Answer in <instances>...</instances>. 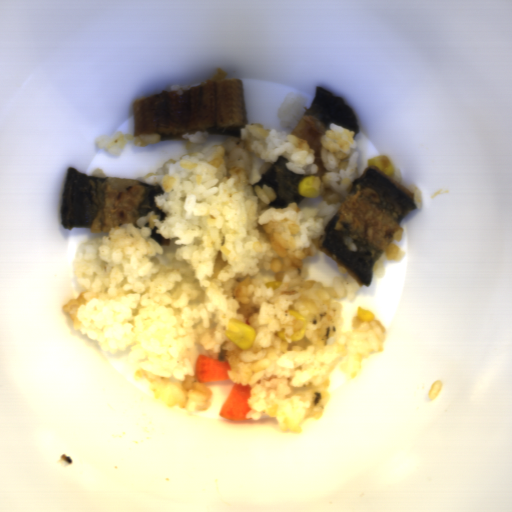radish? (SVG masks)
<instances>
[{"label": "radish", "instance_id": "obj_1", "mask_svg": "<svg viewBox=\"0 0 512 512\" xmlns=\"http://www.w3.org/2000/svg\"><path fill=\"white\" fill-rule=\"evenodd\" d=\"M251 397V385L244 386L243 384L234 385L225 399L218 415L227 418L230 421H245L250 420L246 417L250 406L247 403L248 398Z\"/></svg>", "mask_w": 512, "mask_h": 512}, {"label": "radish", "instance_id": "obj_2", "mask_svg": "<svg viewBox=\"0 0 512 512\" xmlns=\"http://www.w3.org/2000/svg\"><path fill=\"white\" fill-rule=\"evenodd\" d=\"M230 369L232 367L227 360L216 361L203 353L196 357L194 373L199 383L230 381Z\"/></svg>", "mask_w": 512, "mask_h": 512}]
</instances>
